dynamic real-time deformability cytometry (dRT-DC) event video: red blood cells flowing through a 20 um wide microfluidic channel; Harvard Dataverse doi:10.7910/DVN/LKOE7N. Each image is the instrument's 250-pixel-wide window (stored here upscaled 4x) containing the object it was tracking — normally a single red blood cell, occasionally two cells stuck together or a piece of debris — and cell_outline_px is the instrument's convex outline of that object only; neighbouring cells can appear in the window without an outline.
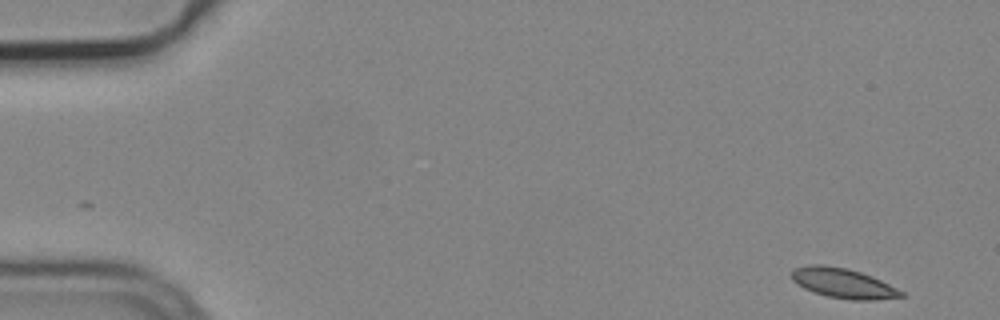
{"species": "common noctule bat (a hibernating species)", "species_latin": "Nyctalus noctula", "temperature_condition": "cold", "stored_images_in_passage": 4, "camera_frame_rate_fps": 3000, "um_per_image_px": 0.085, "animal": {"sex": "male", "body_mass_g": 19.2, "forearm_length_mm": 51.8}, "frame": {"image": 1, "passage_image": 1, "time_ms": 0.0, "image_size_px": [1000, 320], "cell_outline_px": [[904, 296], [876, 300], [852, 300], [828, 296], [804, 288], [796, 284], [792, 280], [792, 268], [812, 264], [820, 264], [848, 268], [872, 276], [904, 292]], "centroid_in_image_um": [71.65, 24.06], "position_along_channel_um": 13.4, "area_um2": 18.96}}
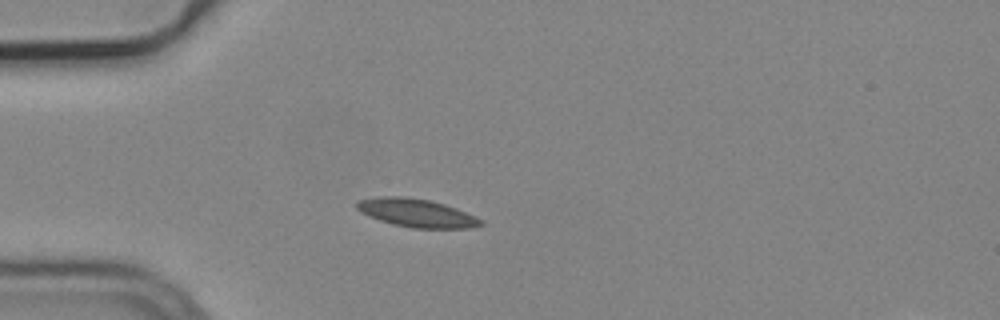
{"frame": {"image": 2, "passage_image": 3, "time_ms": 0.667, "image_size_px": [1000, 320], "cell_outline_px": [[484, 224], [472, 228], [412, 228], [392, 224], [368, 216], [360, 212], [356, 208], [356, 200], [376, 196], [404, 196], [428, 200], [444, 204], [456, 208], [484, 220]], "centroid_in_image_um": [35.38, 18.1], "position_along_channel_um": 49.6, "area_um2": 20.58}}